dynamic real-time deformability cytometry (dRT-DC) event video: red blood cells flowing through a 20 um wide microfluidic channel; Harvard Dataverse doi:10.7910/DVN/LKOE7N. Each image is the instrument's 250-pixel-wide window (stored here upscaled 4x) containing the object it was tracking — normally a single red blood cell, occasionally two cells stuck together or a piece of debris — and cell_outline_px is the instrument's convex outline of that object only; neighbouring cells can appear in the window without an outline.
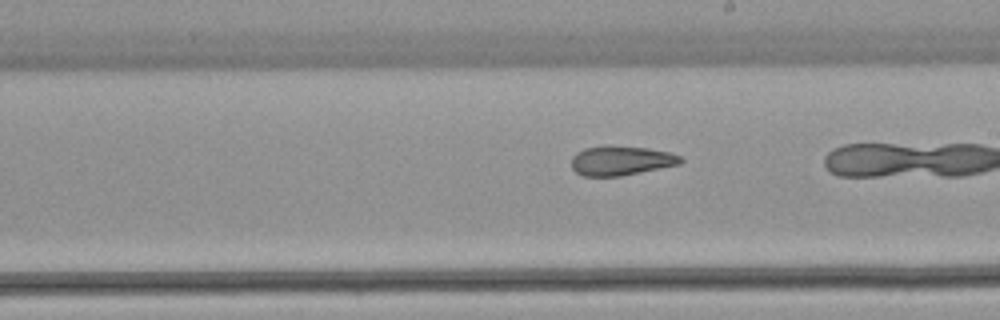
{"species": "common noctule bat (a hibernating species)", "species_latin": "Nyctalus noctula", "temperature_condition": "warm", "stored_images_in_passage": 30, "camera_frame_rate_fps": 3000, "um_per_image_px": 0.085, "animal": {"sex": "female", "body_mass_g": 22.7, "forearm_length_mm": 54.2}, "frame": {"image": 1, "passage_image": 26, "time_ms": 8.333, "image_size_px": [1000, 320], "cell_outline_px": [[684, 160], [680, 164], [620, 176], [584, 176], [576, 172], [572, 168], [572, 156], [576, 152], [584, 148], [608, 144], [648, 148], [668, 152], [680, 156]], "centroid_in_image_um": [52.76, 13.63], "position_along_channel_um": 236.2, "area_um2": 18.9}}